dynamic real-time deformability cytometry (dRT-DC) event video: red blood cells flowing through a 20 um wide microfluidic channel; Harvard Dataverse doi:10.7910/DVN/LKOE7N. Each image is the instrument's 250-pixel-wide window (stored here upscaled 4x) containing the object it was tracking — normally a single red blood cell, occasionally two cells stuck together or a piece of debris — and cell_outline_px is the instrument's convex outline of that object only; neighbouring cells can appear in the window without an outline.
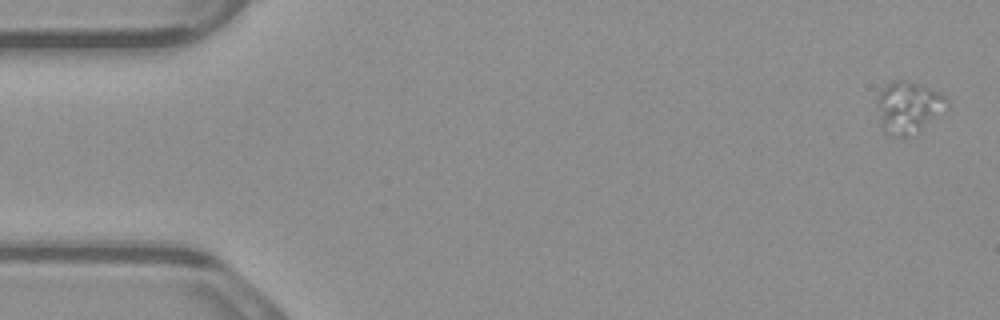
{"species": "common noctule bat (a hibernating species)", "species_latin": "Nyctalus noctula", "temperature_condition": "warm", "stored_images_in_passage": 5, "camera_frame_rate_fps": 3000, "um_per_image_px": 0.085, "animal": {"sex": "male", "body_mass_g": 23.1, "forearm_length_mm": 52.7}, "frame": {"image": 1, "passage_image": 1, "time_ms": 0.0, "image_size_px": [1000, 320], "cell_outline_px": [[948, 108], [920, 128], [904, 136], [892, 136], [884, 132], [876, 104], [876, 100], [880, 92], [888, 84], [896, 80], [908, 80], [920, 84], [944, 96], [948, 100]], "centroid_in_image_um": [77.19, 9.09], "position_along_channel_um": 7.8, "area_um2": 20.4}}
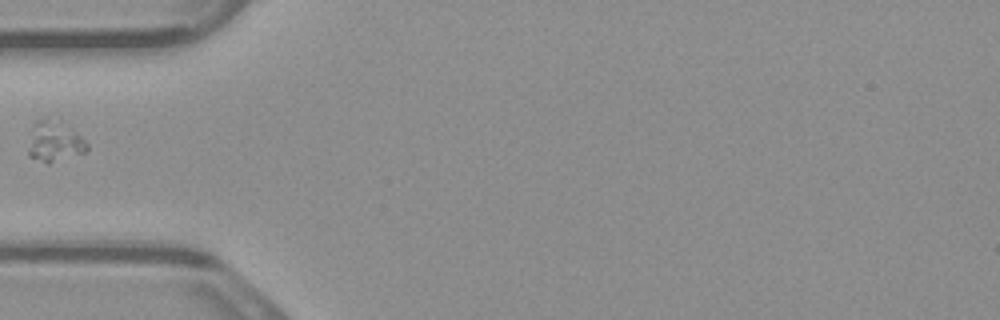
{"frame": {"image": 2, "passage_image": 5, "time_ms": 1.333, "image_size_px": [1000, 320], "cell_outline_px": [[88, 148], [84, 152], [48, 164], [28, 156], [28, 152], [36, 120], [44, 116], [48, 116], [76, 132], [88, 144]], "centroid_in_image_um": [4.63, 12.03], "position_along_channel_um": 80.4, "area_um2": 13.47}}